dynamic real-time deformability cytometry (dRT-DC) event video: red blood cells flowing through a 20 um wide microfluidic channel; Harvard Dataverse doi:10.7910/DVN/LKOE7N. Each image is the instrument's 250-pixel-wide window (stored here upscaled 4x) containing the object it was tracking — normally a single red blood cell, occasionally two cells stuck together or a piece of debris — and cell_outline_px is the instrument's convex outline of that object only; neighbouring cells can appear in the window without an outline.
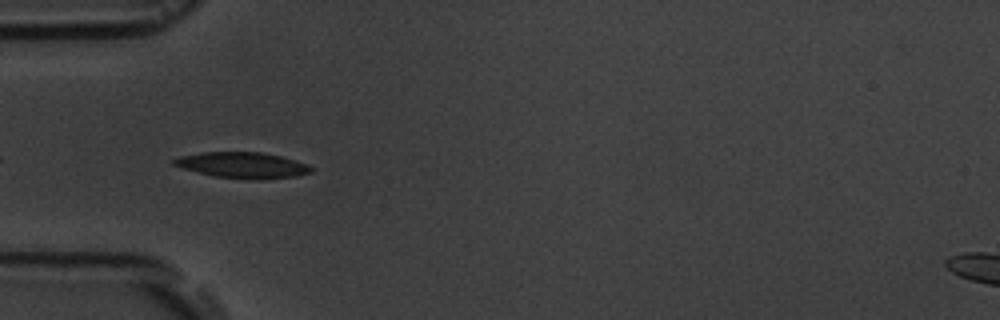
{"species": "common noctule bat (a hibernating species)", "species_latin": "Nyctalus noctula", "temperature_condition": "room temperature", "stored_images_in_passage": 6, "camera_frame_rate_fps": 3000, "um_per_image_px": 0.085, "animal": {"sex": "male", "body_mass_g": 19.5, "forearm_length_mm": 54.6}, "frame": {"image": 1, "passage_image": 5, "time_ms": 4.667, "image_size_px": [1000, 320], "cell_outline_px": [[312, 172], [296, 176], [256, 180], [252, 180], [216, 176], [184, 168], [172, 164], [172, 160], [180, 156], [200, 152], [260, 152], [280, 156], [296, 160], [308, 164], [312, 168]], "centroid_in_image_um": [20.65, 14.03], "position_along_channel_um": 64.4, "area_um2": 20.58}}
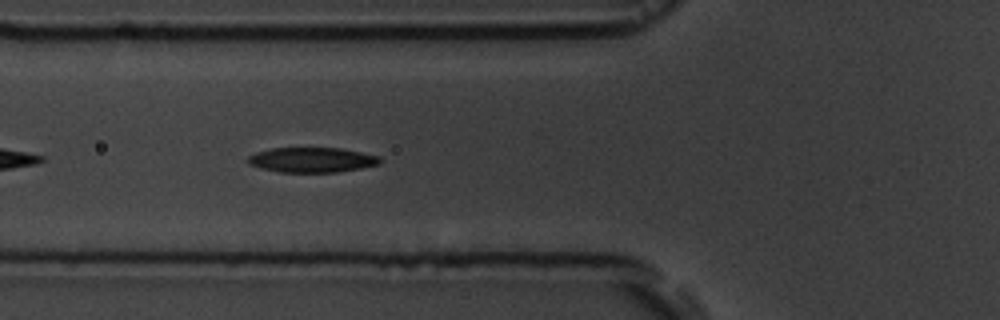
{"frame": {"image": 2, "passage_image": 6, "time_ms": 5.667, "image_size_px": [1000, 320], "cell_outline_px": [[384, 160], [380, 164], [360, 168], [336, 172], [280, 172], [260, 168], [248, 164], [244, 160], [248, 156], [256, 152], [272, 148], [340, 148], [380, 156]], "centroid_in_image_um": [26.49, 13.59], "position_along_channel_um": 99.3, "area_um2": 19.36}}